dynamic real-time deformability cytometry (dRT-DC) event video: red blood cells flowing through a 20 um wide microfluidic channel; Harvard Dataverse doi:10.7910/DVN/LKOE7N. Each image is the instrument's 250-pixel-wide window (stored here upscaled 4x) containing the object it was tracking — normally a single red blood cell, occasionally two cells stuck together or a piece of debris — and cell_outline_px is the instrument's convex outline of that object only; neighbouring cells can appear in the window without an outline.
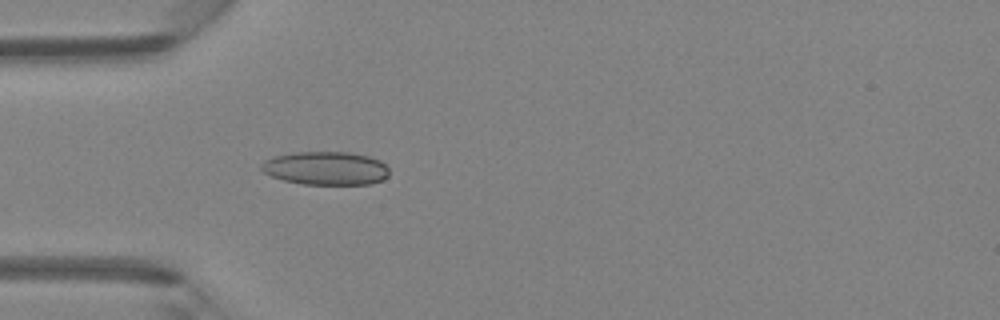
{"species": "Egyptian fruit bat (a non-hibernating species)", "species_latin": "Rousettus aegyptiacus", "temperature_condition": "room temperature", "stored_images_in_passage": 3, "camera_frame_rate_fps": 3000, "um_per_image_px": 0.085, "animal": {"sex": "female"}, "frame": {"image": 1, "passage_image": 3, "time_ms": 2.333, "image_size_px": [1000, 320], "cell_outline_px": [[388, 176], [384, 180], [372, 184], [304, 184], [284, 180], [272, 176], [264, 172], [260, 168], [260, 164], [264, 160], [276, 156], [292, 152], [348, 152], [368, 156], [380, 160], [388, 168]], "centroid_in_image_um": [27.7, 14.3], "position_along_channel_um": 57.3, "area_um2": 24.91}}